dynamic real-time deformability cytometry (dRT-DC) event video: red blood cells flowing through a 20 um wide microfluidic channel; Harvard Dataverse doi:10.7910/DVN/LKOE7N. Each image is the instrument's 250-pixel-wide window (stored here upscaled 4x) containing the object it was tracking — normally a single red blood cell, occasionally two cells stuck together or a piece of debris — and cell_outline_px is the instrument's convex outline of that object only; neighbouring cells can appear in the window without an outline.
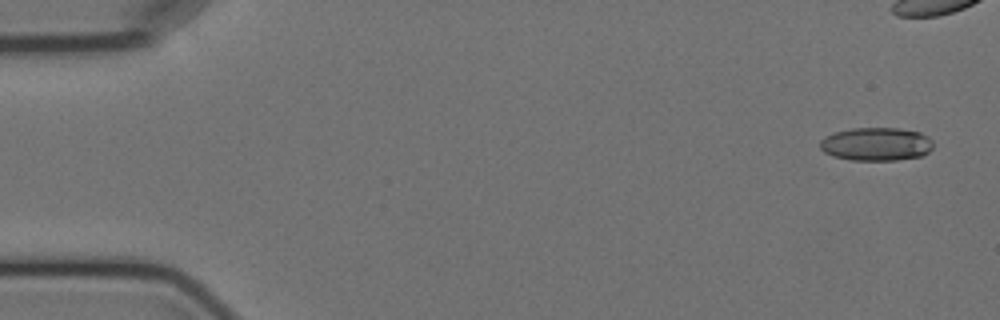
{"species": "Egyptian fruit bat (a non-hibernating species)", "species_latin": "Rousettus aegyptiacus", "temperature_condition": "cold", "stored_images_in_passage": 6, "camera_frame_rate_fps": 3000, "um_per_image_px": 0.085, "animal": {"sex": "female"}, "frame": {"image": 1, "passage_image": 1, "time_ms": 0.0, "image_size_px": [1000, 320], "cell_outline_px": [[932, 148], [928, 152], [920, 156], [896, 160], [852, 160], [832, 156], [824, 152], [820, 148], [820, 140], [824, 136], [836, 132], [852, 128], [900, 128], [920, 132], [928, 136], [932, 140]], "centroid_in_image_um": [74.47, 12.24], "position_along_channel_um": 10.5, "area_um2": 22.02}}